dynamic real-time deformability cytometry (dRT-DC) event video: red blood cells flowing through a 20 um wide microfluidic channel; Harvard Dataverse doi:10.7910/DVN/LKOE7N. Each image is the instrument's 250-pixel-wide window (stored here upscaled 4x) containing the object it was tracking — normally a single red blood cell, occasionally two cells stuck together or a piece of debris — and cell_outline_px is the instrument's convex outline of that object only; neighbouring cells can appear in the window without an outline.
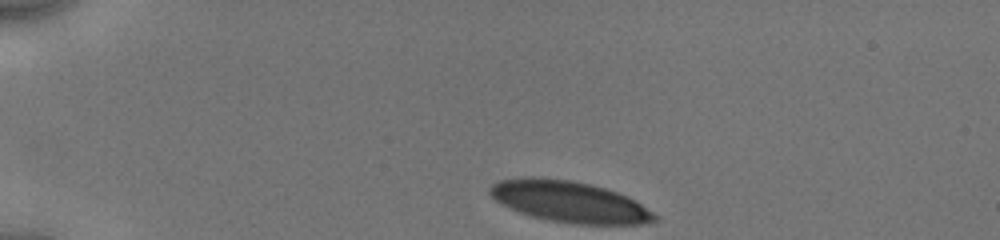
{"species": "human", "species_latin": "Homo sapiens", "temperature_condition": "cold", "stored_images_in_passage": 48, "camera_frame_rate_fps": 3000, "um_per_image_px": 0.085, "donor": {"sex": "male"}, "frame": {"image": 1, "passage_image": 1, "time_ms": 0.0, "image_size_px": [1000, 240], "cell_outline_px": [[656, 220], [640, 224], [572, 224], [548, 220], [532, 216], [520, 212], [500, 204], [488, 192], [488, 188], [492, 184], [500, 180], [524, 176], [532, 176], [568, 180], [588, 184], [604, 188], [616, 192], [640, 204], [652, 212], [656, 216]], "centroid_in_image_um": [48.31, 17.14], "position_along_channel_um": 36.7, "area_um2": 39.13}}
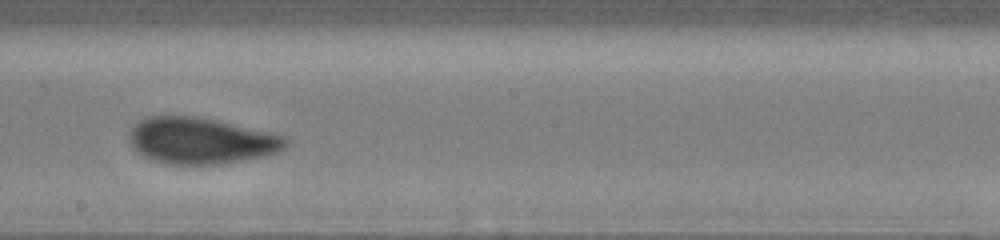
{"frame": {"image": 2, "passage_image": 28, "time_ms": 6.667, "image_size_px": [1000, 240], "cell_outline_px": [[288, 144], [284, 148], [276, 152], [264, 156], [244, 160], [220, 164], [168, 164], [152, 160], [144, 156], [128, 140], [128, 132], [144, 116], [196, 116], [216, 120], [272, 132], [284, 136], [288, 140]], "centroid_in_image_um": [17.09, 11.95], "position_along_channel_um": 231.1, "area_um2": 42.19}}
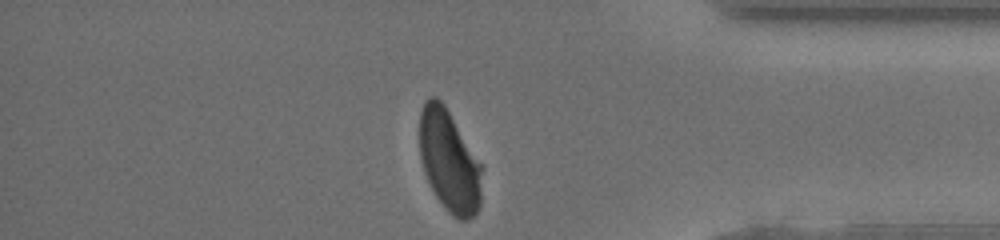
{"frame": {"image": 3, "passage_image": 48, "time_ms": 11.333, "image_size_px": [1000, 240], "cell_outline_px": [[484, 168], [480, 208], [468, 220], [460, 220], [452, 216], [448, 212], [436, 196], [424, 172], [420, 156], [420, 112], [424, 100], [428, 96], [436, 96], [444, 104], [484, 164]], "centroid_in_image_um": [38.23, 13.68], "position_along_channel_um": 397.0, "area_um2": 37.92}, "authors_computed_cell_mechanics": {"area_um2": 41.5582, "velocity_mm_per_s": 3.9183, "shape_relaxation_time_tau1_ms": 2.9235, "shape_relaxation_time_tau2_ms": null, "deformation_change_tau1": 0.1456, "deformation_change_tau2": null}}